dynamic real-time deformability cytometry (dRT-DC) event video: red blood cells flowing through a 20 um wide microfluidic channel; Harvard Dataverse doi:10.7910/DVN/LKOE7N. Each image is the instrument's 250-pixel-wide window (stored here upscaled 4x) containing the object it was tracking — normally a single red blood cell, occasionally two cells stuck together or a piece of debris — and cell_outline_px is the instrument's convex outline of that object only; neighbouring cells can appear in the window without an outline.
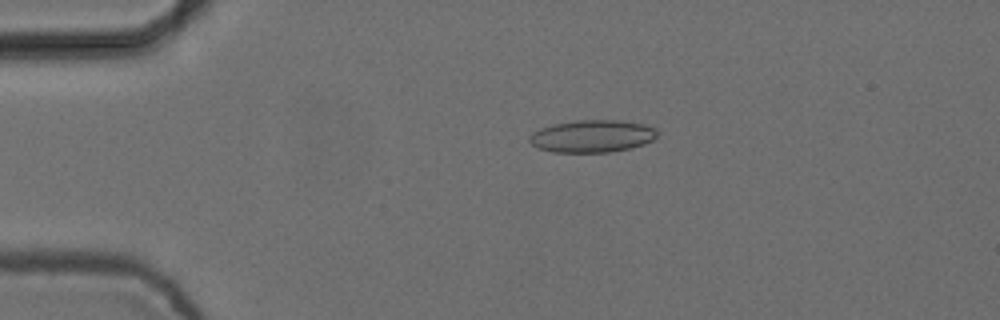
{"species": "common noctule bat (a hibernating species)", "species_latin": "Nyctalus noctula", "temperature_condition": "cold", "stored_images_in_passage": 5, "camera_frame_rate_fps": 3000, "um_per_image_px": 0.085, "animal": {"sex": "female", "body_mass_g": 24.6, "forearm_length_mm": 56.2}, "frame": {"image": 1, "passage_image": 4, "time_ms": 1.0, "image_size_px": [1000, 320], "cell_outline_px": [[656, 136], [652, 140], [644, 144], [632, 148], [608, 152], [552, 152], [536, 148], [528, 140], [528, 136], [532, 132], [540, 128], [552, 124], [576, 120], [620, 120], [644, 124], [656, 128]], "centroid_in_image_um": [50.3, 11.57], "position_along_channel_um": 34.7, "area_um2": 24.33}}